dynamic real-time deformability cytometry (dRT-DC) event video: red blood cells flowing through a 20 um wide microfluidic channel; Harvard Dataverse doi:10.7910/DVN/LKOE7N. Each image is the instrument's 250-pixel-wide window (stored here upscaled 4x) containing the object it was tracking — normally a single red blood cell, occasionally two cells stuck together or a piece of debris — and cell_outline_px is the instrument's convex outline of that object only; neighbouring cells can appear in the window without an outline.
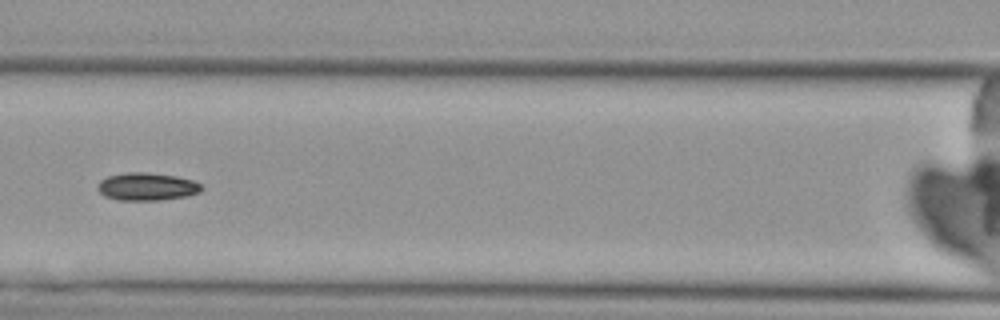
{"species": "Egyptian fruit bat (a non-hibernating species)", "species_latin": "Rousettus aegyptiacus", "temperature_condition": "cold", "stored_images_in_passage": 7, "camera_frame_rate_fps": 3000, "um_per_image_px": 0.085, "animal": {"sex": "female"}, "frame": {"image": 1, "passage_image": 7, "time_ms": 7.0, "image_size_px": [1000, 320], "cell_outline_px": [[204, 188], [200, 192], [188, 196], [156, 200], [120, 200], [104, 196], [96, 188], [100, 180], [108, 176], [128, 172], [144, 172], [176, 176], [192, 180], [200, 184]], "centroid_in_image_um": [12.48, 15.86], "position_along_channel_um": 154.1, "area_um2": 16.76}}